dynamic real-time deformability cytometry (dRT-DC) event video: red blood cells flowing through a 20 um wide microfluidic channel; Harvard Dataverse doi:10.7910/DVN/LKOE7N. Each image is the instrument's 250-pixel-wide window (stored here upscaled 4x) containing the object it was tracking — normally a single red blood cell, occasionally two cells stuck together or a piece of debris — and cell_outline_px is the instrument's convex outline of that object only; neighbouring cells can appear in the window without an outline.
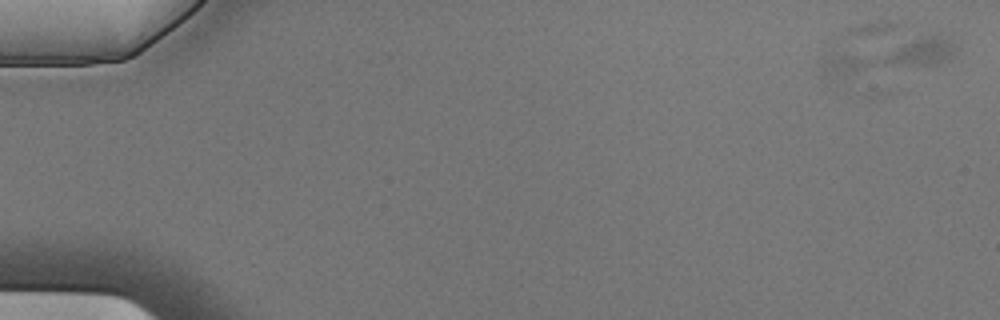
{"species": "Egyptian fruit bat (a non-hibernating species)", "species_latin": "Rousettus aegyptiacus", "temperature_condition": "cold", "stored_images_in_passage": 53, "camera_frame_rate_fps": 3000, "um_per_image_px": 0.085, "animal": {"sex": "male"}, "frame": {"image": 1, "passage_image": 1, "time_ms": 0.0, "image_size_px": [1000, 320], "cell_outline_px": [[956, 52], [948, 60], [940, 64], [832, 80], [824, 76], [816, 64], [816, 60], [836, 40], [928, 36], [936, 36], [952, 40], [956, 44]], "centroid_in_image_um": [75.06, 4.71], "position_along_channel_um": 9.9, "area_um2": 31.39}}